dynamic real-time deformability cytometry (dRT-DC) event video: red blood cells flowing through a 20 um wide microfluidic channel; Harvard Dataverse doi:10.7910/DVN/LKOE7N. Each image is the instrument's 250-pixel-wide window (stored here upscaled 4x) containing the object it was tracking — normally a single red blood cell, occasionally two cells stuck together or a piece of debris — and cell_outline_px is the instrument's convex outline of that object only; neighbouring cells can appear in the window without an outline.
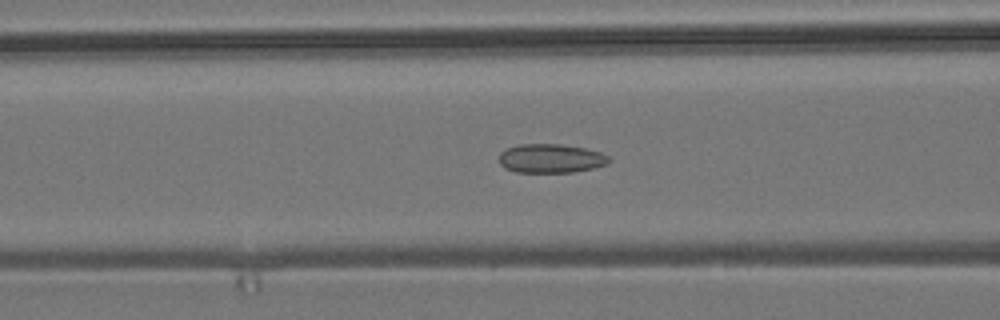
{"species": "common noctule bat (a hibernating species)", "species_latin": "Nyctalus noctula", "temperature_condition": "room temperature", "stored_images_in_passage": 48, "camera_frame_rate_fps": 3000, "um_per_image_px": 0.085, "animal": {"sex": "male", "body_mass_g": 19.2, "forearm_length_mm": 51.8}, "frame": {"image": 1, "passage_image": 22, "time_ms": 7.0, "image_size_px": [1000, 320], "cell_outline_px": [[612, 160], [608, 164], [592, 168], [572, 172], [516, 172], [504, 168], [500, 164], [500, 152], [504, 148], [520, 144], [560, 144], [584, 148], [600, 152], [608, 156]], "centroid_in_image_um": [46.8, 13.46], "position_along_channel_um": 119.8, "area_um2": 18.61}}
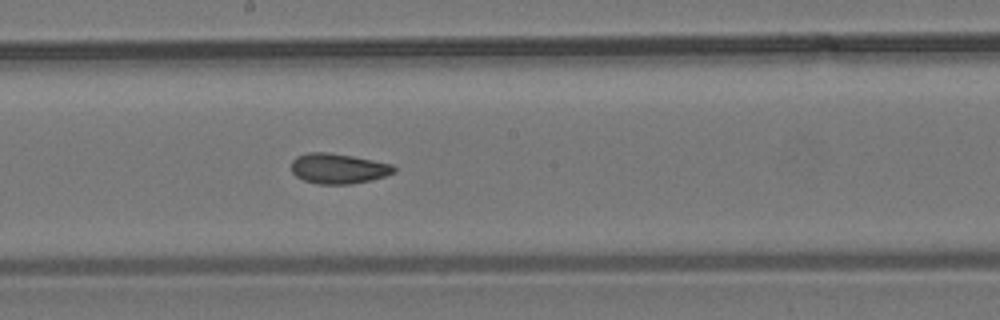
{"frame": {"image": 2, "passage_image": 30, "time_ms": 9.667, "image_size_px": [1000, 320], "cell_outline_px": [[396, 172], [372, 180], [352, 184], [320, 184], [304, 180], [296, 176], [292, 172], [292, 160], [296, 156], [308, 152], [328, 152], [352, 156], [392, 164], [396, 168]], "centroid_in_image_um": [28.76, 14.32], "position_along_channel_um": 219.4, "area_um2": 18.09}}
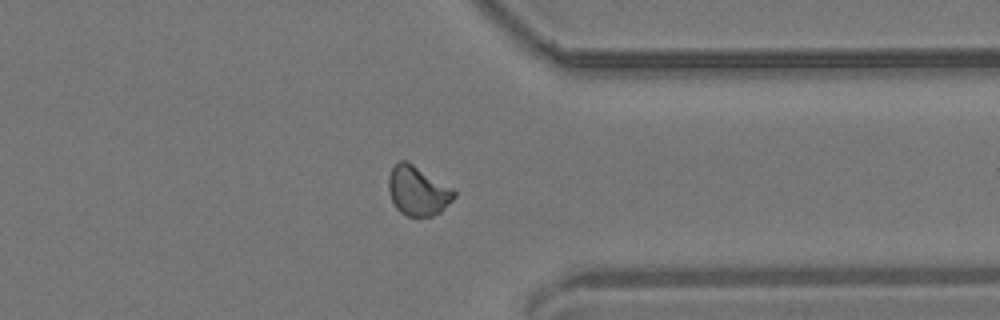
{"frame": {"image": 3, "passage_image": 43, "time_ms": 14.0, "image_size_px": [1000, 320], "cell_outline_px": [[456, 196], [440, 212], [432, 216], [408, 216], [400, 212], [396, 208], [392, 200], [388, 188], [388, 176], [392, 168], [400, 160], [408, 160], [452, 188], [456, 192]], "centroid_in_image_um": [35.5, 16.2], "position_along_channel_um": 375.9, "area_um2": 18.84}, "authors_computed_cell_mechanics": {"area_um2": 18.6116, "velocity_mm_per_s": 3.7421, "shape_relaxation_time_tau1_ms": null, "shape_relaxation_time_tau2_ms": 2.0663, "deformation_change_tau1": null, "deformation_change_tau2": 0.0617}}